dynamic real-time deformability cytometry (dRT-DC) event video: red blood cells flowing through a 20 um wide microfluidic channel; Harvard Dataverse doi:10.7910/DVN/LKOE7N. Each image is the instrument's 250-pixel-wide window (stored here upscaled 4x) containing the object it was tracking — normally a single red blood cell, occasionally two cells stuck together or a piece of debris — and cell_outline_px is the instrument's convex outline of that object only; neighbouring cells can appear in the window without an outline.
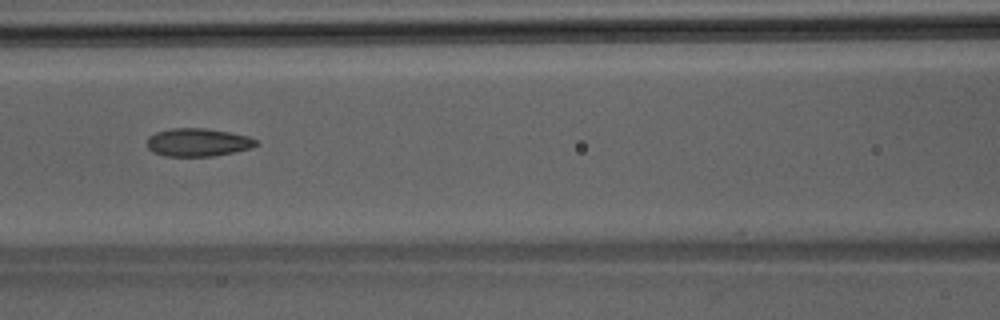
{"species": "Egyptian fruit bat (a non-hibernating species)", "species_latin": "Rousettus aegyptiacus", "temperature_condition": "room temperature", "stored_images_in_passage": 6, "camera_frame_rate_fps": 3000, "um_per_image_px": 0.085, "animal": {"sex": "male"}, "frame": {"image": 1, "passage_image": 6, "time_ms": 1.667, "image_size_px": [1000, 320], "cell_outline_px": [[260, 144], [252, 148], [212, 156], [164, 156], [152, 152], [148, 148], [148, 136], [156, 132], [172, 128], [204, 128], [228, 132], [248, 136], [256, 140]], "centroid_in_image_um": [16.81, 12.1], "position_along_channel_um": 149.8, "area_um2": 17.8}}